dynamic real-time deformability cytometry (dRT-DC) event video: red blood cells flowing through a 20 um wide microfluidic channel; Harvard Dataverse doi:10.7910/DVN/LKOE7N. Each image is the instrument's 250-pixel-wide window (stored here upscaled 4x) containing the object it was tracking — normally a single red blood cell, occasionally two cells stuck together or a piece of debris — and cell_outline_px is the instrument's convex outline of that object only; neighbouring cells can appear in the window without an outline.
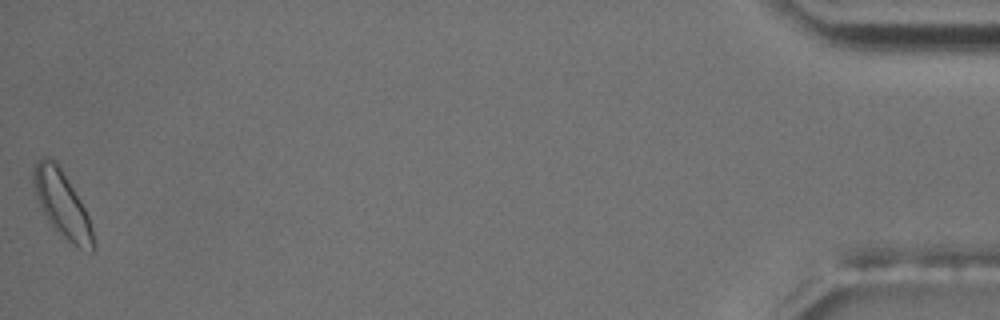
{"species": "common noctule bat (a hibernating species)", "species_latin": "Nyctalus noctula", "temperature_condition": "room temperature", "stored_images_in_passage": 56, "camera_frame_rate_fps": 3000, "um_per_image_px": 0.085, "animal": {"sex": "male", "body_mass_g": 17.5, "forearm_length_mm": 52.3}, "frame": {"image": 1, "passage_image": 56, "time_ms": 18.333, "image_size_px": [1000, 320], "cell_outline_px": [[96, 248], [92, 252], [80, 248], [72, 244], [48, 220], [36, 196], [32, 180], [32, 172], [36, 160], [44, 156], [48, 156], [56, 160], [80, 200], [88, 216], [92, 228], [96, 244]], "centroid_in_image_um": [5.28, 17.31], "position_along_channel_um": 429.9, "area_um2": 22.77}, "authors_computed_cell_mechanics": {"area_um2": 16.8487, "velocity_mm_per_s": 3.5873, "shape_relaxation_time_tau1_ms": 5.2015, "shape_relaxation_time_tau2_ms": null, "deformation_change_tau1": 0.1206, "deformation_change_tau2": null}}